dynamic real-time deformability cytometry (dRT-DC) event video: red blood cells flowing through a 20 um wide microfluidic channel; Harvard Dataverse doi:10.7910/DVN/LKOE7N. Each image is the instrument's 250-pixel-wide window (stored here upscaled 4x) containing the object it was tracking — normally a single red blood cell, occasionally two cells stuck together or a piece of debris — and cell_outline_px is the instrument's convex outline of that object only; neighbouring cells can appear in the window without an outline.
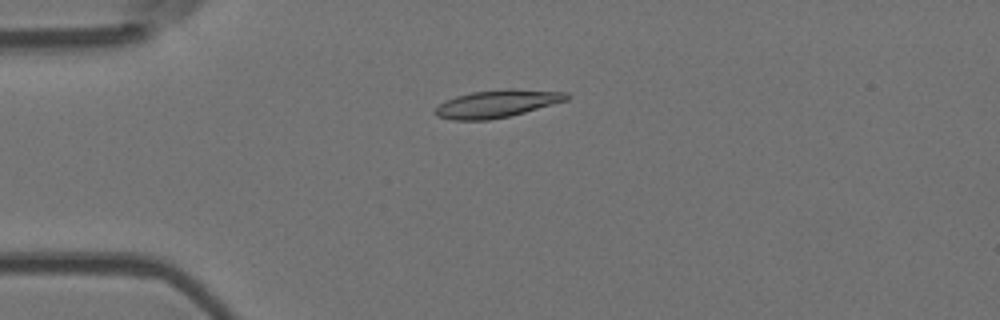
{"species": "Egyptian fruit bat (a non-hibernating species)", "species_latin": "Rousettus aegyptiacus", "temperature_condition": "room temperature", "stored_images_in_passage": 5, "camera_frame_rate_fps": 3000, "um_per_image_px": 0.085, "animal": {"sex": "female"}, "frame": {"image": 1, "passage_image": 3, "time_ms": 3.333, "image_size_px": [1000, 320], "cell_outline_px": [[572, 96], [568, 100], [524, 112], [508, 116], [488, 120], [452, 120], [436, 116], [432, 112], [444, 100], [456, 96], [472, 92], [508, 88], [512, 88], [568, 92]], "centroid_in_image_um": [42.25, 8.8], "position_along_channel_um": 42.7, "area_um2": 21.27}}
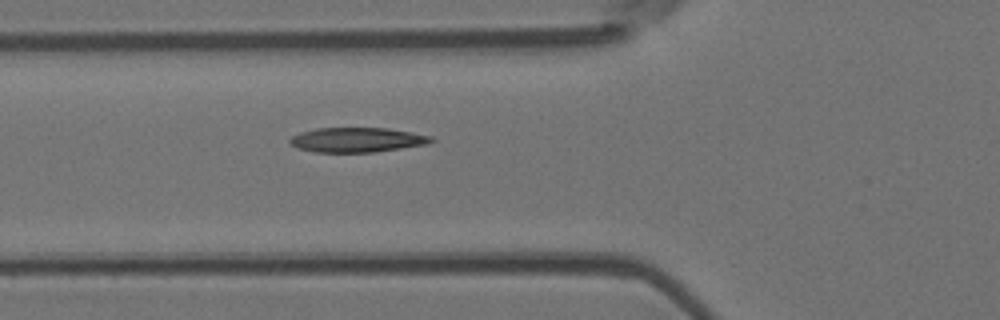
{"frame": {"image": 2, "passage_image": 5, "time_ms": 5.333, "image_size_px": [1000, 320], "cell_outline_px": [[436, 140], [428, 144], [376, 152], [316, 152], [296, 148], [288, 140], [292, 136], [300, 132], [316, 128], [388, 128], [432, 136]], "centroid_in_image_um": [30.36, 11.89], "position_along_channel_um": 95.4, "area_um2": 20.4}}